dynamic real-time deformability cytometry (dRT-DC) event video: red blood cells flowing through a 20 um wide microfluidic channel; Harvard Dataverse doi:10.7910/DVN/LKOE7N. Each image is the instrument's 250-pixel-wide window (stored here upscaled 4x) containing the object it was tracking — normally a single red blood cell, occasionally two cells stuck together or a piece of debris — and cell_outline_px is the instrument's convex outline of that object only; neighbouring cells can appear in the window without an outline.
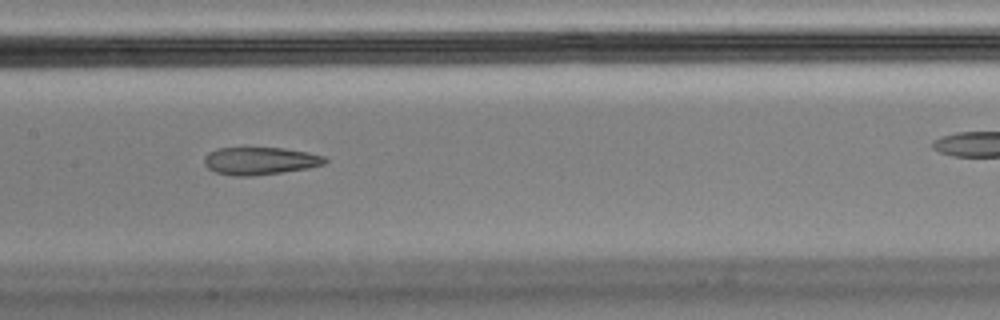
{"species": "Egyptian fruit bat (a non-hibernating species)", "species_latin": "Rousettus aegyptiacus", "temperature_condition": "cold", "stored_images_in_passage": 34, "camera_frame_rate_fps": 3000, "um_per_image_px": 0.085, "animal": {"sex": "male"}, "frame": {"image": 1, "passage_image": 15, "time_ms": 4.667, "image_size_px": [1000, 320], "cell_outline_px": [[328, 160], [324, 164], [308, 168], [252, 176], [232, 176], [216, 172], [208, 168], [204, 164], [204, 156], [208, 152], [216, 148], [284, 148], [308, 152], [328, 156]], "centroid_in_image_um": [22.11, 13.67], "position_along_channel_um": 185.3, "area_um2": 19.54}}